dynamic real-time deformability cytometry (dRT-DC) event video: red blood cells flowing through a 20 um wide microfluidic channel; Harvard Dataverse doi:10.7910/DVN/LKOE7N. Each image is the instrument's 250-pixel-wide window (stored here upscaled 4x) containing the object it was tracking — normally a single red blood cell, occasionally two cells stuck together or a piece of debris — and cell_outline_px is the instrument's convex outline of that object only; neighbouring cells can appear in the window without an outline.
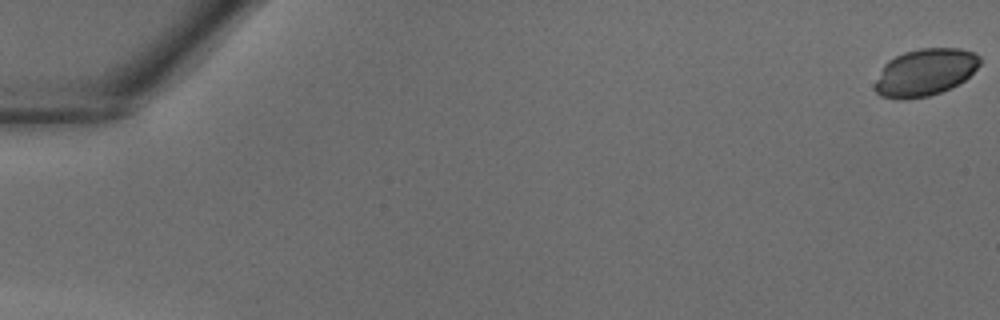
{"species": "common noctule bat (a hibernating species)", "species_latin": "Nyctalus noctula", "temperature_condition": "warm", "stored_images_in_passage": 8, "camera_frame_rate_fps": 3000, "um_per_image_px": 0.085, "animal": {"sex": "male", "body_mass_g": 18.8}, "frame": {"image": 1, "passage_image": 1, "time_ms": 0.0, "image_size_px": [1000, 320], "cell_outline_px": [[980, 64], [964, 80], [940, 92], [928, 96], [904, 100], [896, 100], [880, 96], [876, 92], [876, 80], [884, 64], [888, 60], [904, 52], [920, 48], [960, 48], [976, 52], [980, 56]], "centroid_in_image_um": [78.62, 6.14], "position_along_channel_um": 6.4, "area_um2": 28.78}}